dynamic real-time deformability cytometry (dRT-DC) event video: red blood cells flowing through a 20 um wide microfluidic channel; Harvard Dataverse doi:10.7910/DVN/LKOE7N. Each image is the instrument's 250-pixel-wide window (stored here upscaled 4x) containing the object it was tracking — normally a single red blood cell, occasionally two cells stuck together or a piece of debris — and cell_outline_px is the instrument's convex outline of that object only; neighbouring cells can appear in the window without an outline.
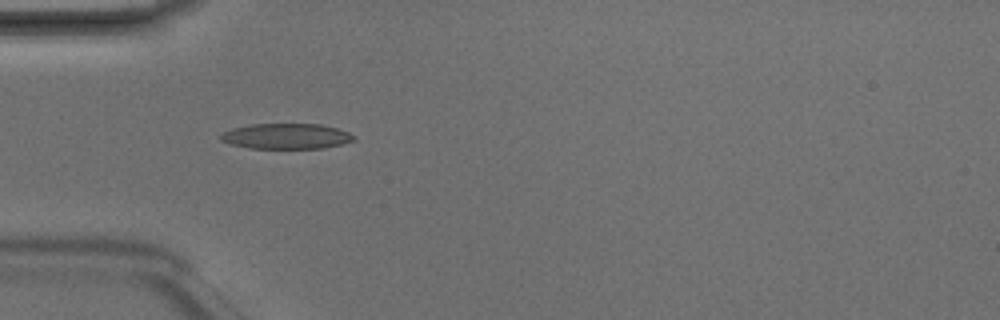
{"species": "Egyptian fruit bat (a non-hibernating species)", "species_latin": "Rousettus aegyptiacus", "temperature_condition": "room temperature", "stored_images_in_passage": 5, "camera_frame_rate_fps": 3000, "um_per_image_px": 0.085, "animal": {"sex": "male"}, "frame": {"image": 1, "passage_image": 4, "time_ms": 1.0, "image_size_px": [1000, 320], "cell_outline_px": [[356, 140], [324, 148], [248, 148], [232, 144], [220, 140], [220, 136], [224, 132], [232, 128], [252, 124], [320, 124], [336, 128], [348, 132], [356, 136]], "centroid_in_image_um": [24.35, 11.58], "position_along_channel_um": 60.6, "area_um2": 19.65}}